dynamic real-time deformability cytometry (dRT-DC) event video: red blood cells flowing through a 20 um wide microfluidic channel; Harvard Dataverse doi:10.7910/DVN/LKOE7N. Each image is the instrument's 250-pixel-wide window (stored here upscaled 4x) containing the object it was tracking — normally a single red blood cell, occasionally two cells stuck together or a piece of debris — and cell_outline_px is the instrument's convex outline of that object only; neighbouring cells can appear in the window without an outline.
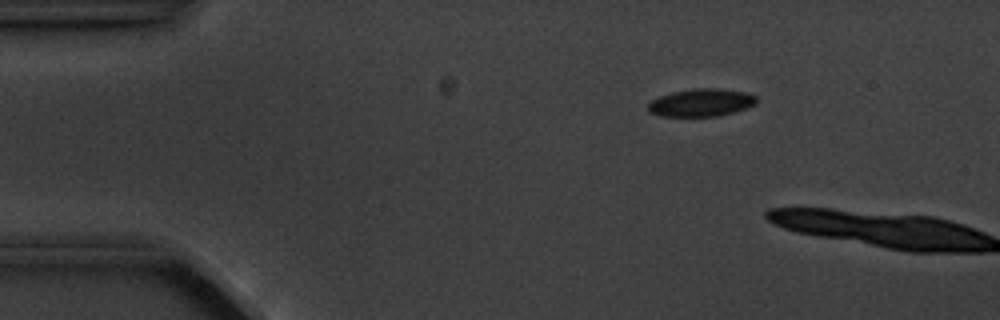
{"species": "common noctule bat (a hibernating species)", "species_latin": "Nyctalus noctula", "temperature_condition": "cold", "stored_images_in_passage": 3, "camera_frame_rate_fps": 3000, "um_per_image_px": 0.085, "animal": {"sex": "male", "body_mass_g": 20.1, "forearm_length_mm": 53.5}, "frame": {"image": 1, "passage_image": 2, "time_ms": 1.0, "image_size_px": [1000, 320], "cell_outline_px": [[756, 104], [736, 112], [720, 116], [660, 116], [648, 112], [648, 104], [652, 100], [660, 96], [672, 92], [696, 88], [720, 88], [748, 92], [756, 96]], "centroid_in_image_um": [59.63, 8.72], "position_along_channel_um": 25.4, "area_um2": 17.69}}